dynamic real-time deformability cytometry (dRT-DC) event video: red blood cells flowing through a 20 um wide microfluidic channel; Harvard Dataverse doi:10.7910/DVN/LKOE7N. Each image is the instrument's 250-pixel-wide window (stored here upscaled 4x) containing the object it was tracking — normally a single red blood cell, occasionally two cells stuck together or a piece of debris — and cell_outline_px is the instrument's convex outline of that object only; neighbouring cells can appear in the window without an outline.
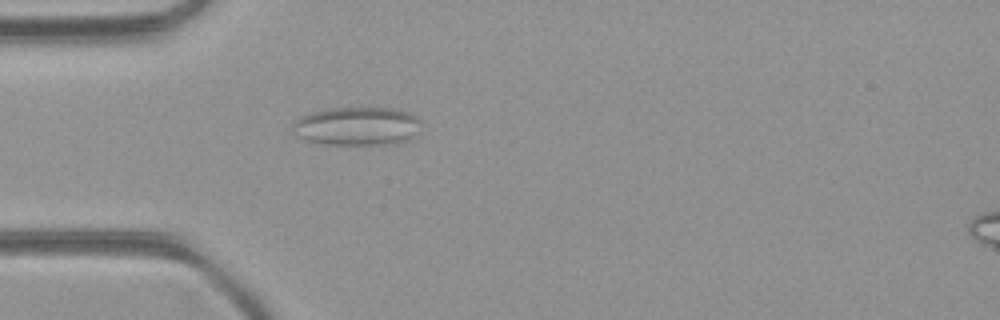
{"species": "common noctule bat (a hibernating species)", "species_latin": "Nyctalus noctula", "temperature_condition": "room temperature", "stored_images_in_passage": 35, "camera_frame_rate_fps": 3000, "um_per_image_px": 0.085, "animal": {"sex": "female", "body_mass_g": 21.9}, "frame": {"image": 1, "passage_image": 4, "time_ms": 1.0, "image_size_px": [1000, 320], "cell_outline_px": [[420, 120], [412, 136], [396, 144], [324, 144], [308, 140], [296, 136], [296, 120], [300, 116], [312, 112], [328, 108], [392, 108], [416, 116]], "centroid_in_image_um": [30.32, 10.72], "position_along_channel_um": 54.7, "area_um2": 28.09}}
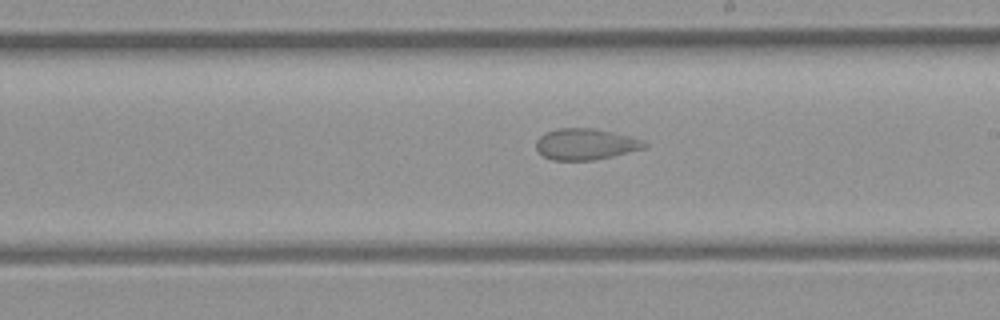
{"frame": {"image": 2, "passage_image": 18, "time_ms": 5.667, "image_size_px": [1000, 320], "cell_outline_px": [[648, 144], [644, 148], [596, 160], [552, 160], [544, 156], [536, 148], [536, 140], [544, 132], [560, 128], [592, 128], [628, 136], [640, 140]], "centroid_in_image_um": [49.72, 12.26], "position_along_channel_um": 239.3, "area_um2": 19.42}}
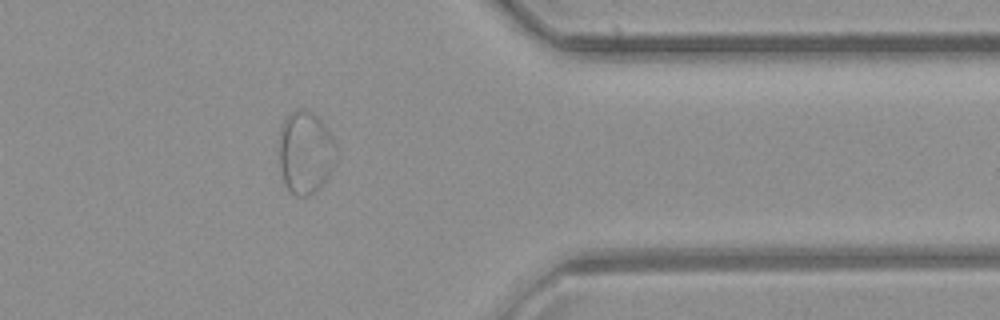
{"frame": {"image": 3, "passage_image": 30, "time_ms": 9.667, "image_size_px": [1000, 320], "cell_outline_px": [[336, 144], [332, 164], [328, 176], [308, 196], [296, 196], [288, 192], [280, 168], [280, 128], [284, 120], [296, 108], [304, 108], [312, 112], [324, 124], [332, 136]], "centroid_in_image_um": [25.93, 12.93], "position_along_channel_um": 385.5, "area_um2": 26.99}}